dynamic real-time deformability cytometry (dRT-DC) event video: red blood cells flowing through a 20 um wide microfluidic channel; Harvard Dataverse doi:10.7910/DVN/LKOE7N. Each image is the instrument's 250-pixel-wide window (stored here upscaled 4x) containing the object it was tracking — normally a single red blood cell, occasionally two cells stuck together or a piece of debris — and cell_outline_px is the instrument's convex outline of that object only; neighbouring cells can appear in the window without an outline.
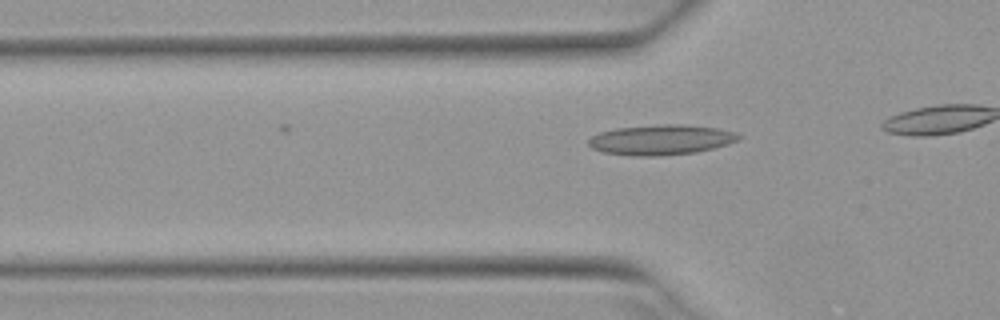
{"species": "Egyptian fruit bat (a non-hibernating species)", "species_latin": "Rousettus aegyptiacus", "temperature_condition": "warm", "stored_images_in_passage": 3, "camera_frame_rate_fps": 3000, "um_per_image_px": 0.085, "animal": {"sex": "female"}, "frame": {"image": 1, "passage_image": 3, "time_ms": 0.667, "image_size_px": [1000, 320], "cell_outline_px": [[740, 136], [736, 140], [728, 144], [696, 152], [660, 156], [632, 156], [604, 152], [592, 148], [588, 144], [588, 140], [592, 136], [600, 132], [616, 128], [660, 124], [684, 124], [716, 128], [736, 132]], "centroid_in_image_um": [56.16, 11.88], "position_along_channel_um": 69.6, "area_um2": 26.3}}